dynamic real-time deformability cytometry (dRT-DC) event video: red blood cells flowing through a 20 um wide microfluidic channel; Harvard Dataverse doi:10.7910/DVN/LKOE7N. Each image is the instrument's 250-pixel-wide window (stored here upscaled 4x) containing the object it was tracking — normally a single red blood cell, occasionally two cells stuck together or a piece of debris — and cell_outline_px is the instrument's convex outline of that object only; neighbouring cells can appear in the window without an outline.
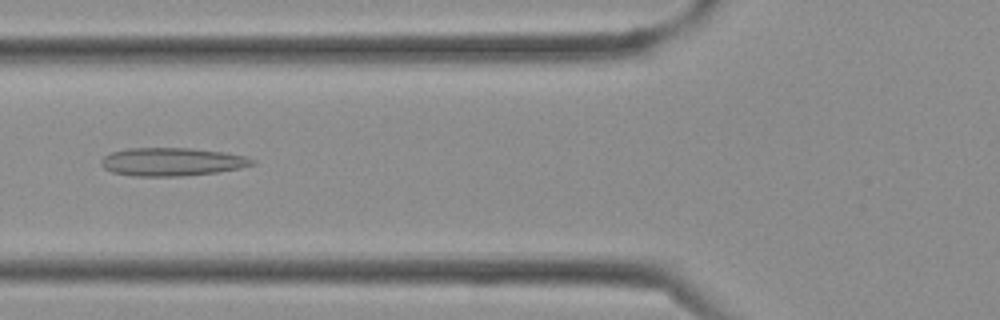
{"species": "Egyptian fruit bat (a non-hibernating species)", "species_latin": "Rousettus aegyptiacus", "temperature_condition": "cold", "stored_images_in_passage": 29, "camera_frame_rate_fps": 3000, "um_per_image_px": 0.085, "frame": {"image": 1, "passage_image": 6, "time_ms": 1.667, "image_size_px": [1000, 320], "cell_outline_px": [[256, 164], [240, 168], [216, 172], [180, 176], [132, 176], [112, 172], [104, 168], [100, 164], [100, 160], [104, 156], [112, 152], [128, 148], [192, 148], [224, 152], [244, 156], [256, 160]], "centroid_in_image_um": [14.61, 13.75], "position_along_channel_um": 111.2, "area_um2": 24.85}}
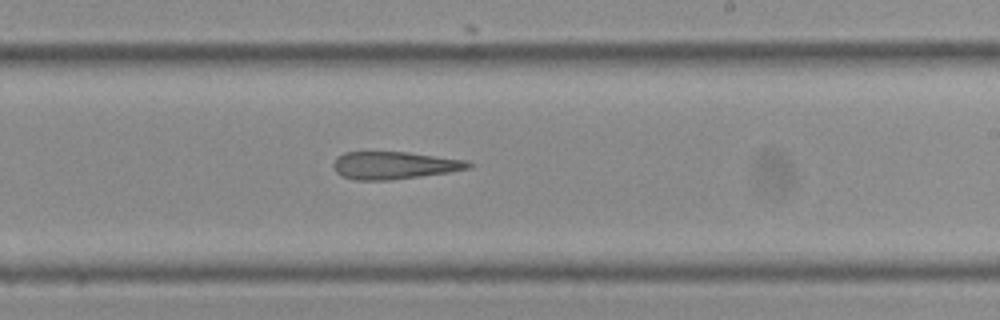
{"frame": {"image": 2, "passage_image": 14, "time_ms": 4.333, "image_size_px": [1000, 320], "cell_outline_px": [[476, 164], [472, 168], [448, 172], [392, 180], [356, 180], [340, 176], [336, 172], [332, 164], [336, 156], [344, 152], [408, 152], [468, 160]], "centroid_in_image_um": [33.53, 14.05], "position_along_channel_um": 255.5, "area_um2": 21.96}}
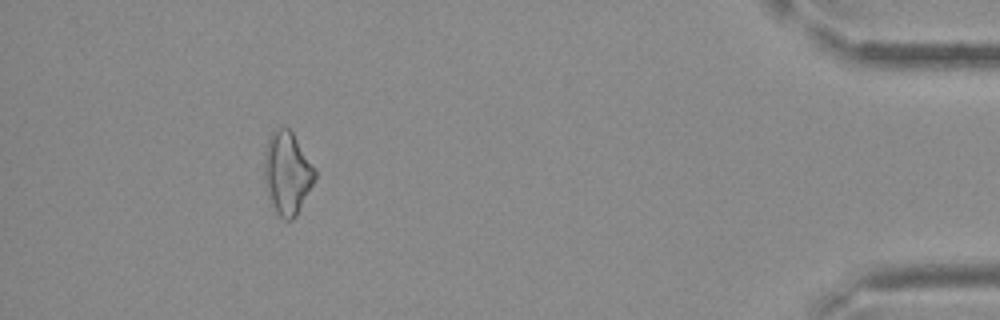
{"frame": {"image": 3, "passage_image": 26, "time_ms": 8.333, "image_size_px": [1000, 320], "cell_outline_px": [[316, 180], [296, 216], [292, 220], [284, 220], [268, 204], [264, 176], [264, 152], [268, 140], [272, 132], [276, 128], [288, 128], [292, 132], [316, 168]], "centroid_in_image_um": [24.41, 14.75], "position_along_channel_um": 410.8, "area_um2": 24.85}}